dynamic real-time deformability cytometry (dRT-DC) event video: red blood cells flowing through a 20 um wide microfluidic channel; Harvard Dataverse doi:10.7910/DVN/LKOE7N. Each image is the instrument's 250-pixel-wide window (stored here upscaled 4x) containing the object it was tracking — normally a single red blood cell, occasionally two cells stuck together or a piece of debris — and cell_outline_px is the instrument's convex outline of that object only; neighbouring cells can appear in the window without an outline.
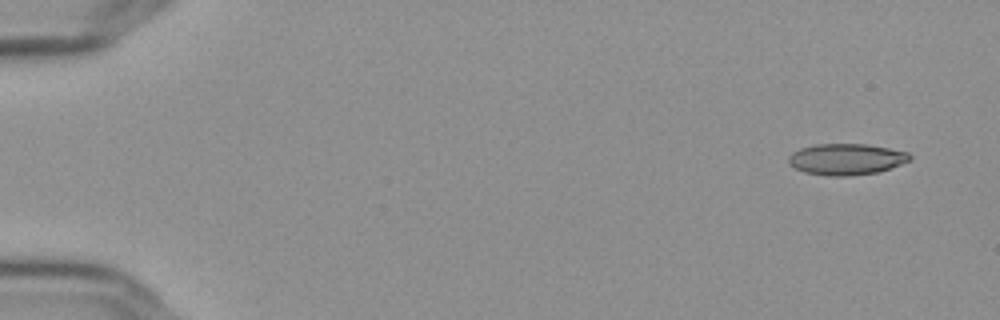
{"species": "Egyptian fruit bat (a non-hibernating species)", "species_latin": "Rousettus aegyptiacus", "temperature_condition": "cold", "stored_images_in_passage": 12, "camera_frame_rate_fps": 3000, "um_per_image_px": 0.085, "frame": {"image": 1, "passage_image": 1, "time_ms": 0.0, "image_size_px": [1000, 320], "cell_outline_px": [[912, 160], [876, 172], [848, 176], [828, 176], [804, 172], [788, 164], [788, 156], [792, 152], [800, 148], [816, 144], [864, 144], [888, 148], [908, 152], [912, 156]], "centroid_in_image_um": [71.9, 13.53], "position_along_channel_um": 13.1, "area_um2": 22.02}}